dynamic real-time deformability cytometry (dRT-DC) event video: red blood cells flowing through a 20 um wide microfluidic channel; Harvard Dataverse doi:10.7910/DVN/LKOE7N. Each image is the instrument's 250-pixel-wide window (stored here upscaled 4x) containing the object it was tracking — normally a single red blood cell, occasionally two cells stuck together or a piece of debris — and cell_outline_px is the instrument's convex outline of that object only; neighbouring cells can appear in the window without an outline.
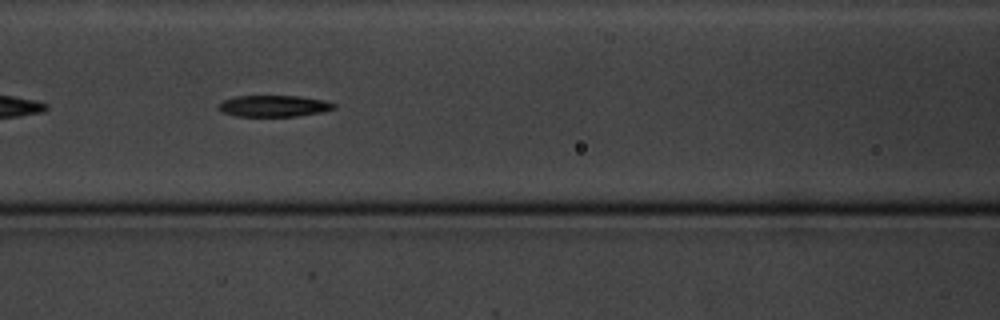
{"species": "common noctule bat (a hibernating species)", "species_latin": "Nyctalus noctula", "temperature_condition": "cold", "stored_images_in_passage": 11, "camera_frame_rate_fps": 3000, "um_per_image_px": 0.085, "animal": {"sex": "male", "body_mass_g": 20.1, "forearm_length_mm": 53.5}, "frame": {"image": 1, "passage_image": 7, "time_ms": 7.0, "image_size_px": [1000, 320], "cell_outline_px": [[336, 108], [320, 112], [300, 116], [236, 116], [220, 112], [216, 108], [216, 104], [220, 100], [236, 96], [300, 96], [324, 100], [336, 104]], "centroid_in_image_um": [23.19, 9.01], "position_along_channel_um": 143.4, "area_um2": 14.68}}
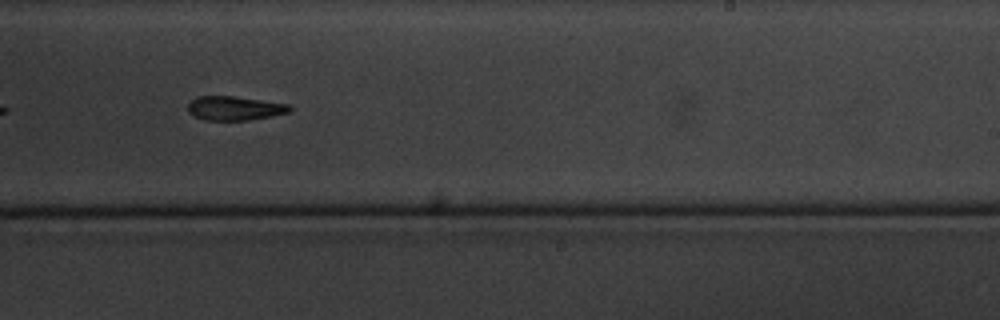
{"frame": {"image": 2, "passage_image": 10, "time_ms": 10.667, "image_size_px": [1000, 320], "cell_outline_px": [[292, 112], [272, 116], [248, 120], [204, 120], [188, 112], [188, 104], [196, 96], [236, 96], [288, 104], [292, 108]], "centroid_in_image_um": [19.97, 9.19], "position_along_channel_um": 269.0, "area_um2": 14.33}}
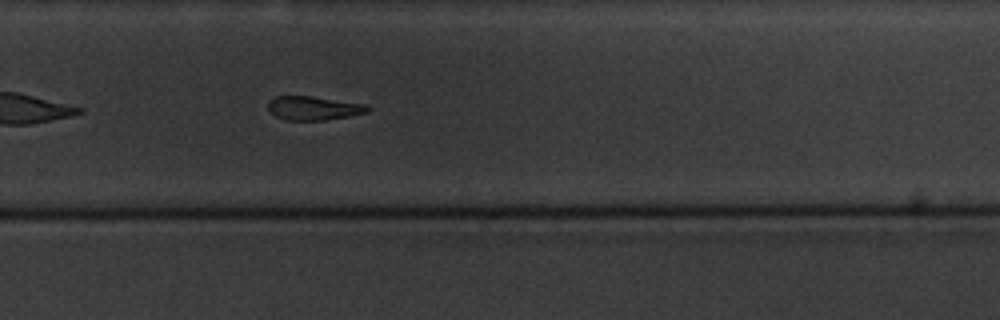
{"frame": {"image": 3, "passage_image": 11, "time_ms": 11.667, "image_size_px": [1000, 320], "cell_outline_px": [[372, 108], [368, 112], [348, 116], [324, 120], [284, 120], [276, 116], [268, 108], [268, 100], [276, 96], [312, 96], [364, 104]], "centroid_in_image_um": [26.64, 9.19], "position_along_channel_um": 303.2, "area_um2": 13.76}}